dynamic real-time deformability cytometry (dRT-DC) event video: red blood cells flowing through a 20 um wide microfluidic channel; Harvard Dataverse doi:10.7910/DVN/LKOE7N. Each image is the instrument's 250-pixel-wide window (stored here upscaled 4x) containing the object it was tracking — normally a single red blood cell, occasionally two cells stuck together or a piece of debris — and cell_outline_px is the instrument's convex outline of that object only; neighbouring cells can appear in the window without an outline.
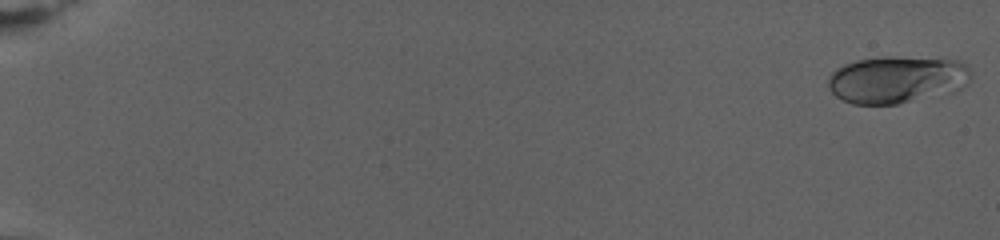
{"species": "human", "species_latin": "Homo sapiens", "temperature_condition": "warm", "stored_images_in_passage": 78, "camera_frame_rate_fps": 3000, "um_per_image_px": 0.085, "donor": {"sex": "female"}, "frame": {"image": 1, "passage_image": 2, "time_ms": 0.333, "image_size_px": [1000, 240], "cell_outline_px": [[972, 76], [968, 84], [952, 92], [896, 104], [852, 104], [836, 96], [828, 88], [828, 80], [832, 72], [836, 68], [844, 64], [856, 60], [888, 56], [940, 56], [960, 60], [968, 64]], "centroid_in_image_um": [76.31, 6.71], "position_along_channel_um": 8.7, "area_um2": 40.23}}
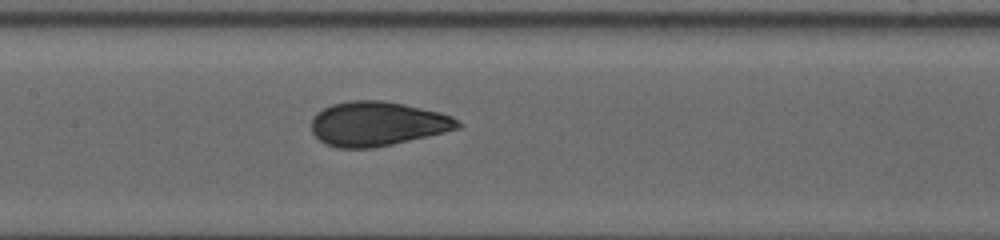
{"frame": {"image": 2, "passage_image": 42, "time_ms": 13.667, "image_size_px": [1000, 240], "cell_outline_px": [[464, 124], [460, 128], [444, 132], [392, 144], [372, 148], [336, 148], [324, 144], [312, 132], [312, 116], [316, 112], [332, 104], [352, 100], [384, 100], [404, 104], [440, 112], [452, 116]], "centroid_in_image_um": [32.07, 10.51], "position_along_channel_um": 175.3, "area_um2": 37.97}}
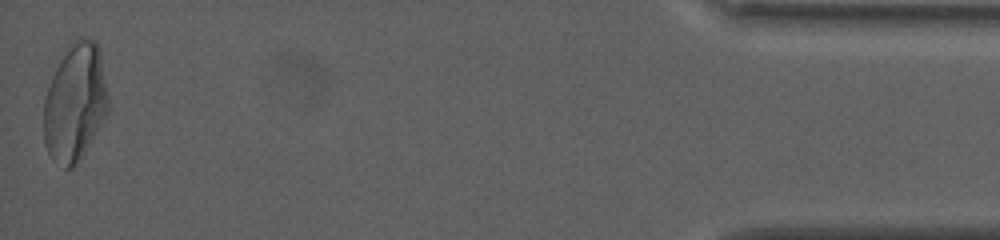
{"frame": {"image": 3, "passage_image": 78, "time_ms": 25.667, "image_size_px": [1000, 240], "cell_outline_px": [[108, 112], [84, 152], [72, 168], [64, 168], [52, 160], [44, 144], [44, 100], [52, 76], [60, 60], [72, 40], [96, 40], [100, 48], [108, 96]], "centroid_in_image_um": [6.38, 8.73], "position_along_channel_um": 428.8, "area_um2": 43.75}, "authors_computed_cell_mechanics": {"area_um2": 37.2232, "velocity_mm_per_s": 2.7582, "shape_relaxation_time_tau1_ms": 7.1201, "shape_relaxation_time_tau2_ms": null, "deformation_change_tau1": 0.2174, "deformation_change_tau2": null}}